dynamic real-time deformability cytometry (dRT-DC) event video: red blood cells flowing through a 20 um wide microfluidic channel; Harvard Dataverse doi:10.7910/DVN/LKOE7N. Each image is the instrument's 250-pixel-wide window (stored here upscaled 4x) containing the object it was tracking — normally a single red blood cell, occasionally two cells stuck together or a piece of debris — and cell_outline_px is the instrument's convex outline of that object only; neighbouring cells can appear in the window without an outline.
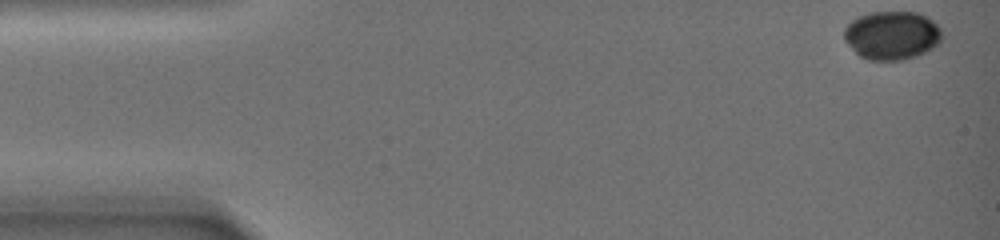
{"species": "common noctule bat (a hibernating species)", "species_latin": "Nyctalus noctula", "temperature_condition": "warm", "stored_images_in_passage": 135, "camera_frame_rate_fps": 3000, "um_per_image_px": 0.085, "animal": {"sex": "female", "body_mass_g": 19.0, "forearm_length_mm": 51.5}, "frame": {"image": 1, "passage_image": 1, "time_ms": 0.0, "image_size_px": [1000, 240], "cell_outline_px": [[944, 36], [940, 44], [916, 56], [904, 60], [868, 60], [860, 56], [844, 40], [844, 28], [852, 20], [860, 16], [872, 12], [920, 12], [928, 16], [940, 28]], "centroid_in_image_um": [75.85, 3.0], "position_along_channel_um": 9.2, "area_um2": 27.92}}
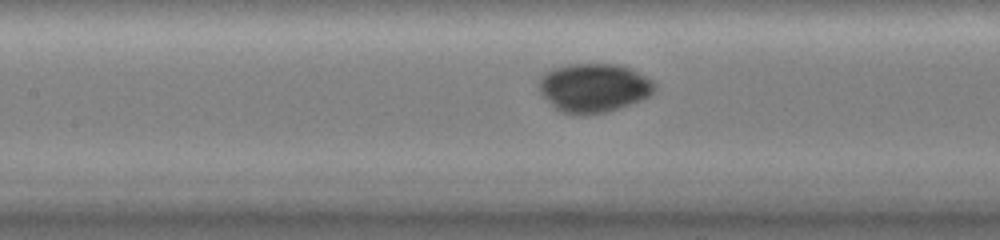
{"frame": {"image": 2, "passage_image": 62, "time_ms": 10.333, "image_size_px": [1000, 240], "cell_outline_px": [[656, 88], [648, 96], [640, 100], [604, 112], [584, 116], [572, 116], [560, 112], [540, 92], [540, 76], [544, 72], [552, 68], [572, 64], [616, 64], [628, 68], [652, 80], [656, 84]], "centroid_in_image_um": [50.43, 7.47], "position_along_channel_um": 157.0, "area_um2": 32.71}}
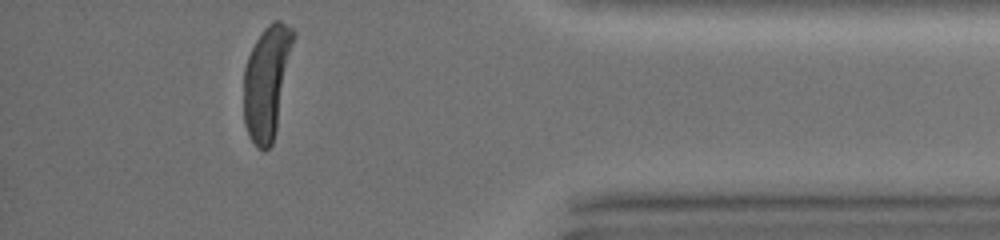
{"frame": {"image": 3, "passage_image": 133, "time_ms": 20.667, "image_size_px": [1000, 240], "cell_outline_px": [[296, 36], [276, 128], [272, 144], [264, 152], [252, 140], [244, 124], [244, 68], [248, 56], [256, 40], [264, 28], [272, 20], [280, 20], [292, 28], [296, 32]], "centroid_in_image_um": [22.7, 6.89], "position_along_channel_um": 412.5, "area_um2": 32.6}}